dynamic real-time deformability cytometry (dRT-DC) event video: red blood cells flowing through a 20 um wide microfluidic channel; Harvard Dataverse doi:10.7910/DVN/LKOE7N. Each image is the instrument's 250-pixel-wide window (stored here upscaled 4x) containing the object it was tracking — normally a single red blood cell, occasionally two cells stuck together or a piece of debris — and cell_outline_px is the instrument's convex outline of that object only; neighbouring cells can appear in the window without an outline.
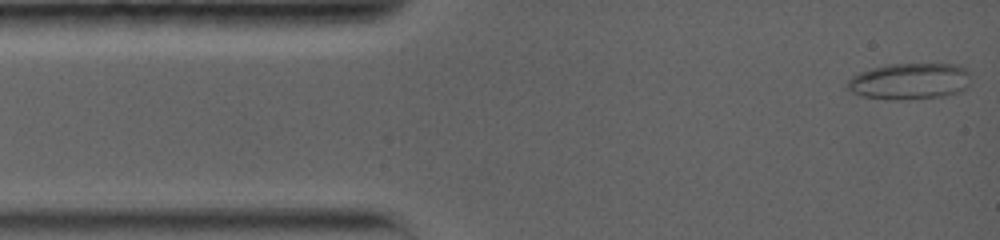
{"species": "common noctule bat (a hibernating species)", "species_latin": "Nyctalus noctula", "temperature_condition": "warm", "stored_images_in_passage": 39, "camera_frame_rate_fps": 5000, "um_per_image_px": 0.085, "animal": {"sex": "female", "body_mass_g": 19.0, "forearm_length_mm": 56.7}, "frame": {"image": 1, "passage_image": 1, "time_ms": 0.0, "image_size_px": [1000, 240], "cell_outline_px": [[968, 84], [960, 92], [944, 96], [908, 100], [892, 100], [860, 96], [852, 92], [848, 88], [848, 80], [852, 76], [860, 72], [872, 68], [888, 64], [960, 64], [968, 72]], "centroid_in_image_um": [77.31, 6.92], "position_along_channel_um": 7.7, "area_um2": 26.24}}
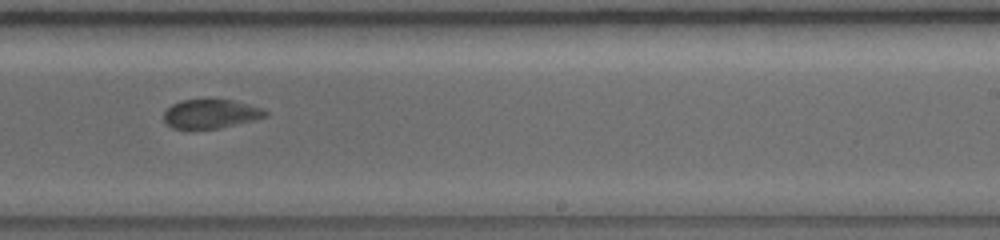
{"frame": {"image": 2, "passage_image": 20, "time_ms": 8.8, "image_size_px": [1000, 240], "cell_outline_px": [[268, 116], [220, 128], [172, 128], [164, 120], [164, 112], [172, 104], [180, 100], [208, 96], [232, 100], [248, 104], [260, 108], [268, 112]], "centroid_in_image_um": [17.89, 9.62], "position_along_channel_um": 271.1, "area_um2": 17.57}}
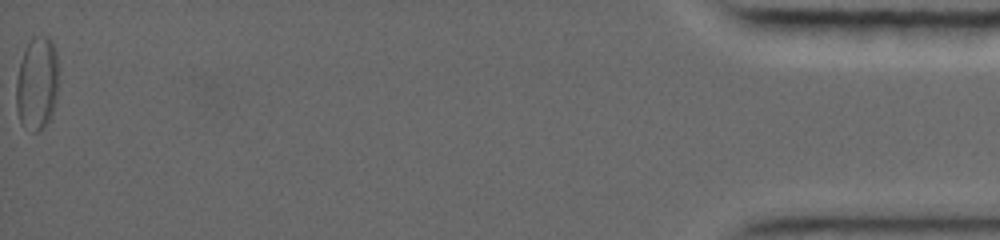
{"frame": {"image": 3, "passage_image": 39, "time_ms": 16.8, "image_size_px": [1000, 240], "cell_outline_px": [[56, 100], [52, 112], [48, 120], [36, 132], [32, 132], [20, 124], [16, 108], [16, 80], [20, 64], [24, 52], [28, 44], [36, 36], [48, 36], [52, 40], [56, 52]], "centroid_in_image_um": [3.12, 7.11], "position_along_channel_um": 432.1, "area_um2": 22.6}, "authors_computed_cell_mechanics": {"area_um2": 19.0162, "velocity_mm_per_s": 3.8029, "shape_relaxation_time_tau1_ms": 4.5944, "shape_relaxation_time_tau2_ms": 1.4233, "deformation_change_tau1": 0.1289, "deformation_change_tau2": 0.0539}}